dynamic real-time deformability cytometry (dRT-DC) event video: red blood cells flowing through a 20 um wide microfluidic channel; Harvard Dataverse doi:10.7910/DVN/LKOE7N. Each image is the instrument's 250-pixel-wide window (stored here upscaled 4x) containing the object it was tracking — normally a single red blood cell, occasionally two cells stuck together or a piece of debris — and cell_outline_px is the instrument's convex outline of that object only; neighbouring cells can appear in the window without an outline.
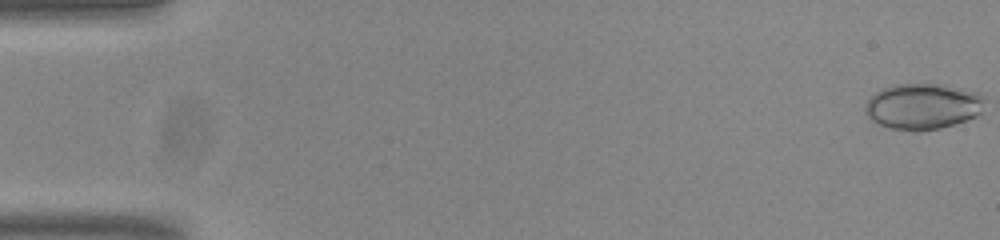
{"species": "common noctule bat (a hibernating species)", "species_latin": "Nyctalus noctula", "temperature_condition": "room temperature", "stored_images_in_passage": 54, "camera_frame_rate_fps": 3000, "um_per_image_px": 0.085, "animal": {"sex": "male", "body_mass_g": 20.0, "forearm_length_mm": 53.3}, "frame": {"image": 1, "passage_image": 1, "time_ms": 0.0, "image_size_px": [1000, 240], "cell_outline_px": [[984, 112], [980, 116], [940, 128], [920, 132], [912, 132], [892, 128], [880, 124], [872, 120], [864, 112], [864, 108], [868, 100], [876, 92], [884, 88], [896, 84], [944, 84], [980, 92], [984, 96]], "centroid_in_image_um": [78.51, 9.05], "position_along_channel_um": 6.5, "area_um2": 32.48}}